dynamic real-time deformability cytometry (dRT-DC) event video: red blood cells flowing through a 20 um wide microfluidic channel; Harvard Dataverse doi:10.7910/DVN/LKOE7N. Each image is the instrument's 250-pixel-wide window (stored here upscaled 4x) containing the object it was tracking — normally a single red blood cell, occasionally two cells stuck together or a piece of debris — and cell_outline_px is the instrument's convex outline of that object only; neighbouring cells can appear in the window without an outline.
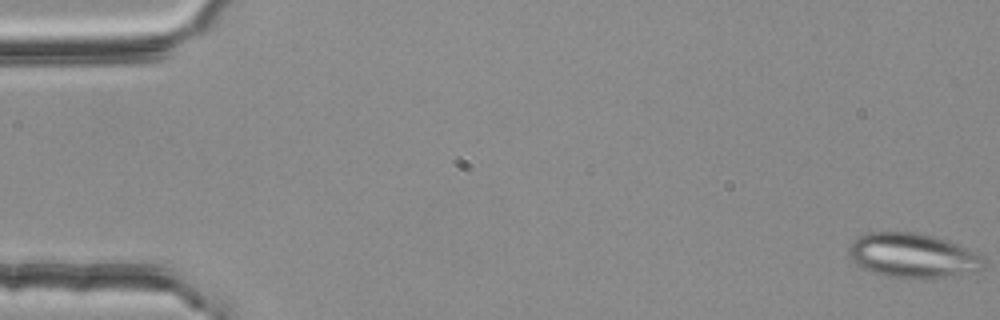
{"species": "common noctule bat (a hibernating species)", "species_latin": "Nyctalus noctula", "temperature_condition": "room temperature", "stored_images_in_passage": 54, "camera_frame_rate_fps": 3000, "um_per_image_px": 0.085, "animal": {"sex": "female", "body_mass_g": 25.1}, "frame": {"image": 1, "passage_image": 1, "time_ms": 0.0, "image_size_px": [1000, 320], "cell_outline_px": [[984, 268], [976, 272], [924, 280], [888, 276], [868, 272], [856, 264], [852, 260], [848, 252], [848, 248], [852, 240], [864, 232], [916, 232], [932, 236], [980, 252], [984, 256]], "centroid_in_image_um": [77.59, 21.74], "position_along_channel_um": 7.4, "area_um2": 35.72}}
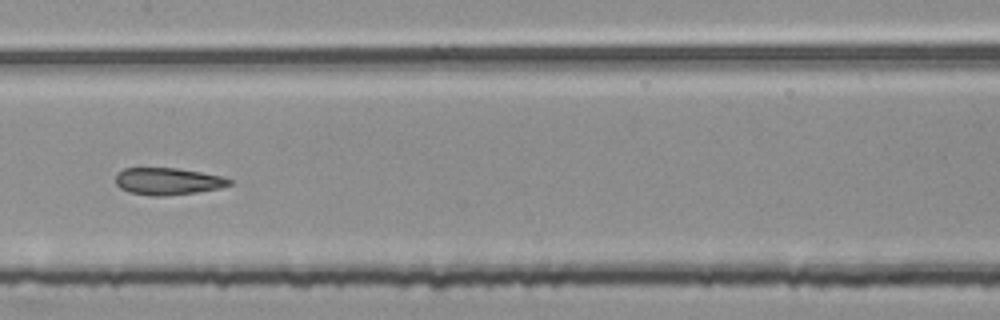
{"frame": {"image": 2, "passage_image": 28, "time_ms": 9.0, "image_size_px": [1000, 320], "cell_outline_px": [[232, 184], [220, 188], [196, 192], [164, 196], [152, 196], [128, 192], [120, 188], [116, 184], [116, 176], [124, 168], [176, 168], [224, 176], [232, 180]], "centroid_in_image_um": [14.29, 15.41], "position_along_channel_um": 193.1, "area_um2": 17.92}}
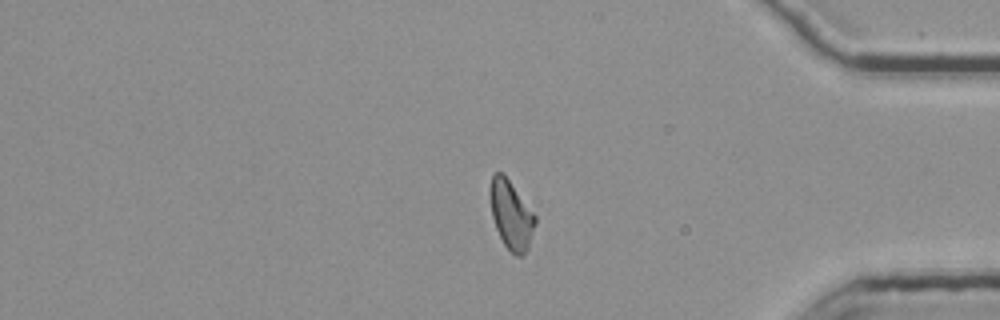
{"frame": {"image": 3, "passage_image": 46, "time_ms": 15.0, "image_size_px": [1000, 320], "cell_outline_px": [[536, 224], [528, 248], [524, 256], [516, 256], [504, 244], [496, 228], [492, 216], [492, 172], [504, 172], [536, 216]], "centroid_in_image_um": [43.49, 18.28], "position_along_channel_um": 391.7, "area_um2": 17.69}, "authors_computed_cell_mechanics": {"area_um2": 18.785, "velocity_mm_per_s": 3.7666, "shape_relaxation_time_tau1_ms": null, "shape_relaxation_time_tau2_ms": 2.6661, "deformation_change_tau1": null, "deformation_change_tau2": 0.0922}}